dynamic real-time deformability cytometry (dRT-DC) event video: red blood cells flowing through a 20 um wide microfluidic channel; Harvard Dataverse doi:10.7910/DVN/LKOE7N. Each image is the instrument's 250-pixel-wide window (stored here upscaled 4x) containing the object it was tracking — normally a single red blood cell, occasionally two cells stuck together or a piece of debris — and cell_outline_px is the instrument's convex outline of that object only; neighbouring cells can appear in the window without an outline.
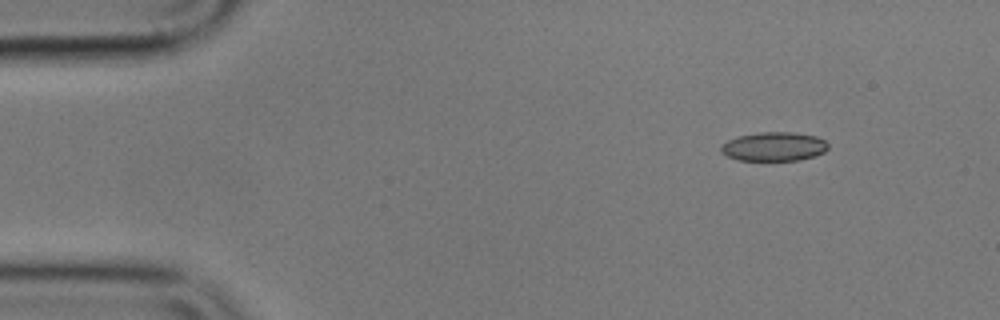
{"species": "common noctule bat (a hibernating species)", "species_latin": "Nyctalus noctula", "temperature_condition": "cold", "stored_images_in_passage": 50, "camera_frame_rate_fps": 3000, "um_per_image_px": 0.085, "animal": {"sex": "male", "body_mass_g": 17.9}, "frame": {"image": 1, "passage_image": 1, "time_ms": 0.0, "image_size_px": [1000, 320], "cell_outline_px": [[828, 148], [824, 152], [816, 156], [800, 160], [736, 160], [720, 152], [720, 144], [736, 136], [760, 132], [792, 132], [816, 136], [824, 140], [828, 144]], "centroid_in_image_um": [65.76, 12.45], "position_along_channel_um": 19.2, "area_um2": 18.26}}
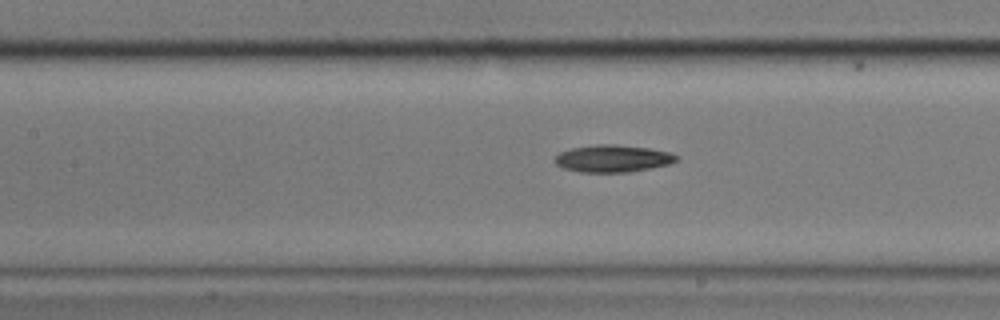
{"frame": {"image": 2, "passage_image": 19, "time_ms": 6.0, "image_size_px": [1000, 320], "cell_outline_px": [[680, 160], [668, 164], [652, 168], [632, 172], [580, 172], [564, 168], [556, 164], [552, 160], [560, 152], [572, 148], [596, 144], [616, 144], [648, 148], [672, 152], [680, 156]], "centroid_in_image_um": [52.13, 13.47], "position_along_channel_um": 155.3, "area_um2": 19.54}}
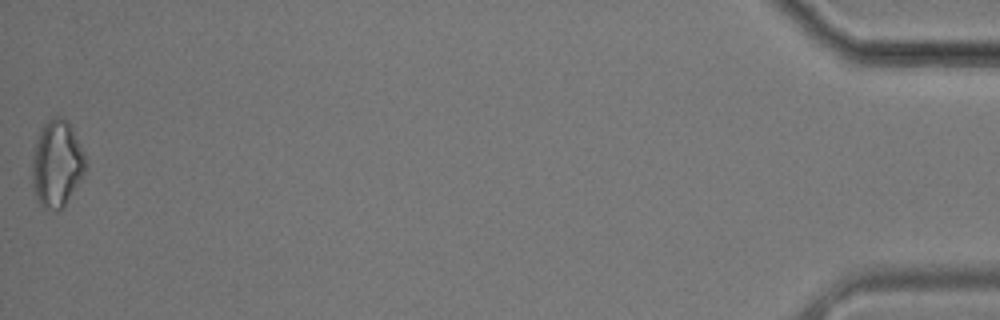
{"frame": {"image": 3, "passage_image": 50, "time_ms": 16.333, "image_size_px": [1000, 320], "cell_outline_px": [[88, 164], [80, 180], [64, 208], [56, 212], [44, 208], [40, 204], [32, 188], [32, 148], [40, 128], [48, 120], [56, 116], [60, 116], [68, 120], [84, 152]], "centroid_in_image_um": [4.82, 13.92], "position_along_channel_um": 430.4, "area_um2": 27.57}}